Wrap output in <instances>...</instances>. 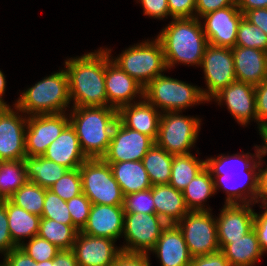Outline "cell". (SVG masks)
Instances as JSON below:
<instances>
[{
  "label": "cell",
  "instance_id": "cell-1",
  "mask_svg": "<svg viewBox=\"0 0 267 266\" xmlns=\"http://www.w3.org/2000/svg\"><path fill=\"white\" fill-rule=\"evenodd\" d=\"M254 146L256 148L254 155L251 153H237L227 156L221 154L217 158L209 157L206 159V168L213 178L215 193L222 188L227 194L225 198V204L227 205H255L256 203L258 192L257 170L259 157L262 154V146Z\"/></svg>",
  "mask_w": 267,
  "mask_h": 266
},
{
  "label": "cell",
  "instance_id": "cell-2",
  "mask_svg": "<svg viewBox=\"0 0 267 266\" xmlns=\"http://www.w3.org/2000/svg\"><path fill=\"white\" fill-rule=\"evenodd\" d=\"M111 59V48H100L65 60L72 107L108 106L105 70Z\"/></svg>",
  "mask_w": 267,
  "mask_h": 266
},
{
  "label": "cell",
  "instance_id": "cell-3",
  "mask_svg": "<svg viewBox=\"0 0 267 266\" xmlns=\"http://www.w3.org/2000/svg\"><path fill=\"white\" fill-rule=\"evenodd\" d=\"M157 39L162 44L167 69L177 63L200 66L209 44L201 21L196 17L173 18Z\"/></svg>",
  "mask_w": 267,
  "mask_h": 266
},
{
  "label": "cell",
  "instance_id": "cell-4",
  "mask_svg": "<svg viewBox=\"0 0 267 266\" xmlns=\"http://www.w3.org/2000/svg\"><path fill=\"white\" fill-rule=\"evenodd\" d=\"M68 115L86 157L102 158L108 151L118 110L108 106L72 107Z\"/></svg>",
  "mask_w": 267,
  "mask_h": 266
},
{
  "label": "cell",
  "instance_id": "cell-5",
  "mask_svg": "<svg viewBox=\"0 0 267 266\" xmlns=\"http://www.w3.org/2000/svg\"><path fill=\"white\" fill-rule=\"evenodd\" d=\"M66 69L54 72L22 92L15 105L26 116L66 112L70 102Z\"/></svg>",
  "mask_w": 267,
  "mask_h": 266
},
{
  "label": "cell",
  "instance_id": "cell-6",
  "mask_svg": "<svg viewBox=\"0 0 267 266\" xmlns=\"http://www.w3.org/2000/svg\"><path fill=\"white\" fill-rule=\"evenodd\" d=\"M201 89L162 74L144 87V99L163 113L182 112L187 107L208 102Z\"/></svg>",
  "mask_w": 267,
  "mask_h": 266
},
{
  "label": "cell",
  "instance_id": "cell-7",
  "mask_svg": "<svg viewBox=\"0 0 267 266\" xmlns=\"http://www.w3.org/2000/svg\"><path fill=\"white\" fill-rule=\"evenodd\" d=\"M111 60L143 87L167 70L163 47L157 38L132 45Z\"/></svg>",
  "mask_w": 267,
  "mask_h": 266
},
{
  "label": "cell",
  "instance_id": "cell-8",
  "mask_svg": "<svg viewBox=\"0 0 267 266\" xmlns=\"http://www.w3.org/2000/svg\"><path fill=\"white\" fill-rule=\"evenodd\" d=\"M82 191L92 204L123 205V193L103 158H88L80 167Z\"/></svg>",
  "mask_w": 267,
  "mask_h": 266
},
{
  "label": "cell",
  "instance_id": "cell-9",
  "mask_svg": "<svg viewBox=\"0 0 267 266\" xmlns=\"http://www.w3.org/2000/svg\"><path fill=\"white\" fill-rule=\"evenodd\" d=\"M179 111L161 114L158 136L155 143L169 154H189L198 139L201 119L181 115ZM180 114V115H179Z\"/></svg>",
  "mask_w": 267,
  "mask_h": 266
},
{
  "label": "cell",
  "instance_id": "cell-10",
  "mask_svg": "<svg viewBox=\"0 0 267 266\" xmlns=\"http://www.w3.org/2000/svg\"><path fill=\"white\" fill-rule=\"evenodd\" d=\"M176 225L192 257L220 251L216 218L210 211H189Z\"/></svg>",
  "mask_w": 267,
  "mask_h": 266
},
{
  "label": "cell",
  "instance_id": "cell-11",
  "mask_svg": "<svg viewBox=\"0 0 267 266\" xmlns=\"http://www.w3.org/2000/svg\"><path fill=\"white\" fill-rule=\"evenodd\" d=\"M168 224L157 214L125 213L123 235L126 244L122 252L130 254H147L153 250L163 229Z\"/></svg>",
  "mask_w": 267,
  "mask_h": 266
},
{
  "label": "cell",
  "instance_id": "cell-12",
  "mask_svg": "<svg viewBox=\"0 0 267 266\" xmlns=\"http://www.w3.org/2000/svg\"><path fill=\"white\" fill-rule=\"evenodd\" d=\"M200 67L207 85L201 91L208 102L222 88L236 81L232 48L208 44Z\"/></svg>",
  "mask_w": 267,
  "mask_h": 266
},
{
  "label": "cell",
  "instance_id": "cell-13",
  "mask_svg": "<svg viewBox=\"0 0 267 266\" xmlns=\"http://www.w3.org/2000/svg\"><path fill=\"white\" fill-rule=\"evenodd\" d=\"M0 106V161L22 160L26 155V127L28 116L15 105ZM21 112L22 115L19 113Z\"/></svg>",
  "mask_w": 267,
  "mask_h": 266
},
{
  "label": "cell",
  "instance_id": "cell-14",
  "mask_svg": "<svg viewBox=\"0 0 267 266\" xmlns=\"http://www.w3.org/2000/svg\"><path fill=\"white\" fill-rule=\"evenodd\" d=\"M69 124V115L65 112L28 116L25 137L26 155L42 156Z\"/></svg>",
  "mask_w": 267,
  "mask_h": 266
},
{
  "label": "cell",
  "instance_id": "cell-15",
  "mask_svg": "<svg viewBox=\"0 0 267 266\" xmlns=\"http://www.w3.org/2000/svg\"><path fill=\"white\" fill-rule=\"evenodd\" d=\"M154 143L151 137L126 127L118 119L102 158L106 162L141 161Z\"/></svg>",
  "mask_w": 267,
  "mask_h": 266
},
{
  "label": "cell",
  "instance_id": "cell-16",
  "mask_svg": "<svg viewBox=\"0 0 267 266\" xmlns=\"http://www.w3.org/2000/svg\"><path fill=\"white\" fill-rule=\"evenodd\" d=\"M243 17L236 2L232 6L202 16L200 19L205 21L202 27L208 43L221 47H235L238 27Z\"/></svg>",
  "mask_w": 267,
  "mask_h": 266
},
{
  "label": "cell",
  "instance_id": "cell-17",
  "mask_svg": "<svg viewBox=\"0 0 267 266\" xmlns=\"http://www.w3.org/2000/svg\"><path fill=\"white\" fill-rule=\"evenodd\" d=\"M214 99L218 105L224 102L230 114L237 120V123L247 126L250 120H256L255 86L240 81H234L216 93Z\"/></svg>",
  "mask_w": 267,
  "mask_h": 266
},
{
  "label": "cell",
  "instance_id": "cell-18",
  "mask_svg": "<svg viewBox=\"0 0 267 266\" xmlns=\"http://www.w3.org/2000/svg\"><path fill=\"white\" fill-rule=\"evenodd\" d=\"M253 204H225L216 217L217 234L220 251L231 240H237L253 229L254 209Z\"/></svg>",
  "mask_w": 267,
  "mask_h": 266
},
{
  "label": "cell",
  "instance_id": "cell-19",
  "mask_svg": "<svg viewBox=\"0 0 267 266\" xmlns=\"http://www.w3.org/2000/svg\"><path fill=\"white\" fill-rule=\"evenodd\" d=\"M115 240L78 232L73 248L78 266H111L122 253Z\"/></svg>",
  "mask_w": 267,
  "mask_h": 266
},
{
  "label": "cell",
  "instance_id": "cell-20",
  "mask_svg": "<svg viewBox=\"0 0 267 266\" xmlns=\"http://www.w3.org/2000/svg\"><path fill=\"white\" fill-rule=\"evenodd\" d=\"M105 89L108 107L119 110L122 106L136 103L135 97L144 98V87L130 77L113 60L106 64ZM134 99V100H133Z\"/></svg>",
  "mask_w": 267,
  "mask_h": 266
},
{
  "label": "cell",
  "instance_id": "cell-21",
  "mask_svg": "<svg viewBox=\"0 0 267 266\" xmlns=\"http://www.w3.org/2000/svg\"><path fill=\"white\" fill-rule=\"evenodd\" d=\"M123 205L92 204L82 233L93 237H105L116 241L124 231Z\"/></svg>",
  "mask_w": 267,
  "mask_h": 266
},
{
  "label": "cell",
  "instance_id": "cell-22",
  "mask_svg": "<svg viewBox=\"0 0 267 266\" xmlns=\"http://www.w3.org/2000/svg\"><path fill=\"white\" fill-rule=\"evenodd\" d=\"M161 266H190L191 256L181 230L176 224L167 225L151 251Z\"/></svg>",
  "mask_w": 267,
  "mask_h": 266
},
{
  "label": "cell",
  "instance_id": "cell-23",
  "mask_svg": "<svg viewBox=\"0 0 267 266\" xmlns=\"http://www.w3.org/2000/svg\"><path fill=\"white\" fill-rule=\"evenodd\" d=\"M162 112L143 100L122 106L118 110V119L128 128L151 137L156 141Z\"/></svg>",
  "mask_w": 267,
  "mask_h": 266
},
{
  "label": "cell",
  "instance_id": "cell-24",
  "mask_svg": "<svg viewBox=\"0 0 267 266\" xmlns=\"http://www.w3.org/2000/svg\"><path fill=\"white\" fill-rule=\"evenodd\" d=\"M232 52L237 81L256 86L267 79V52L238 46Z\"/></svg>",
  "mask_w": 267,
  "mask_h": 266
},
{
  "label": "cell",
  "instance_id": "cell-25",
  "mask_svg": "<svg viewBox=\"0 0 267 266\" xmlns=\"http://www.w3.org/2000/svg\"><path fill=\"white\" fill-rule=\"evenodd\" d=\"M68 169L79 168L88 158L81 150L75 129L69 124L42 155Z\"/></svg>",
  "mask_w": 267,
  "mask_h": 266
},
{
  "label": "cell",
  "instance_id": "cell-26",
  "mask_svg": "<svg viewBox=\"0 0 267 266\" xmlns=\"http://www.w3.org/2000/svg\"><path fill=\"white\" fill-rule=\"evenodd\" d=\"M155 214L168 225L177 224L188 212L183 193L170 184L152 186Z\"/></svg>",
  "mask_w": 267,
  "mask_h": 266
},
{
  "label": "cell",
  "instance_id": "cell-27",
  "mask_svg": "<svg viewBox=\"0 0 267 266\" xmlns=\"http://www.w3.org/2000/svg\"><path fill=\"white\" fill-rule=\"evenodd\" d=\"M107 163L111 167L114 179L120 185L123 196L152 187L142 161Z\"/></svg>",
  "mask_w": 267,
  "mask_h": 266
},
{
  "label": "cell",
  "instance_id": "cell-28",
  "mask_svg": "<svg viewBox=\"0 0 267 266\" xmlns=\"http://www.w3.org/2000/svg\"><path fill=\"white\" fill-rule=\"evenodd\" d=\"M221 252L230 266H253L265 254L260 248L254 229L237 240H231Z\"/></svg>",
  "mask_w": 267,
  "mask_h": 266
},
{
  "label": "cell",
  "instance_id": "cell-29",
  "mask_svg": "<svg viewBox=\"0 0 267 266\" xmlns=\"http://www.w3.org/2000/svg\"><path fill=\"white\" fill-rule=\"evenodd\" d=\"M6 212L11 238L18 247L25 242L24 238L31 239L38 235L41 219L39 215L27 212L9 199H6Z\"/></svg>",
  "mask_w": 267,
  "mask_h": 266
},
{
  "label": "cell",
  "instance_id": "cell-30",
  "mask_svg": "<svg viewBox=\"0 0 267 266\" xmlns=\"http://www.w3.org/2000/svg\"><path fill=\"white\" fill-rule=\"evenodd\" d=\"M28 181L49 189L69 169L43 156H26L24 159Z\"/></svg>",
  "mask_w": 267,
  "mask_h": 266
},
{
  "label": "cell",
  "instance_id": "cell-31",
  "mask_svg": "<svg viewBox=\"0 0 267 266\" xmlns=\"http://www.w3.org/2000/svg\"><path fill=\"white\" fill-rule=\"evenodd\" d=\"M182 193L189 211H211L209 207L205 208L204 205L209 197L216 194L210 171L205 167L192 179Z\"/></svg>",
  "mask_w": 267,
  "mask_h": 266
},
{
  "label": "cell",
  "instance_id": "cell-32",
  "mask_svg": "<svg viewBox=\"0 0 267 266\" xmlns=\"http://www.w3.org/2000/svg\"><path fill=\"white\" fill-rule=\"evenodd\" d=\"M141 161L152 186L169 183L173 155L154 143Z\"/></svg>",
  "mask_w": 267,
  "mask_h": 266
},
{
  "label": "cell",
  "instance_id": "cell-33",
  "mask_svg": "<svg viewBox=\"0 0 267 266\" xmlns=\"http://www.w3.org/2000/svg\"><path fill=\"white\" fill-rule=\"evenodd\" d=\"M205 167L206 160H199L191 153L175 155L168 184L182 192Z\"/></svg>",
  "mask_w": 267,
  "mask_h": 266
},
{
  "label": "cell",
  "instance_id": "cell-34",
  "mask_svg": "<svg viewBox=\"0 0 267 266\" xmlns=\"http://www.w3.org/2000/svg\"><path fill=\"white\" fill-rule=\"evenodd\" d=\"M79 230L73 225H64L56 220L41 218L38 236L57 246L60 250H71Z\"/></svg>",
  "mask_w": 267,
  "mask_h": 266
},
{
  "label": "cell",
  "instance_id": "cell-35",
  "mask_svg": "<svg viewBox=\"0 0 267 266\" xmlns=\"http://www.w3.org/2000/svg\"><path fill=\"white\" fill-rule=\"evenodd\" d=\"M27 181L23 159L0 161V200L9 199Z\"/></svg>",
  "mask_w": 267,
  "mask_h": 266
},
{
  "label": "cell",
  "instance_id": "cell-36",
  "mask_svg": "<svg viewBox=\"0 0 267 266\" xmlns=\"http://www.w3.org/2000/svg\"><path fill=\"white\" fill-rule=\"evenodd\" d=\"M45 190V188L27 181L9 200L27 212L41 217L44 208Z\"/></svg>",
  "mask_w": 267,
  "mask_h": 266
},
{
  "label": "cell",
  "instance_id": "cell-37",
  "mask_svg": "<svg viewBox=\"0 0 267 266\" xmlns=\"http://www.w3.org/2000/svg\"><path fill=\"white\" fill-rule=\"evenodd\" d=\"M235 46L255 48L267 52V35L243 17L238 27Z\"/></svg>",
  "mask_w": 267,
  "mask_h": 266
},
{
  "label": "cell",
  "instance_id": "cell-38",
  "mask_svg": "<svg viewBox=\"0 0 267 266\" xmlns=\"http://www.w3.org/2000/svg\"><path fill=\"white\" fill-rule=\"evenodd\" d=\"M41 218L56 220L64 225H73L66 201L51 190H45L44 208Z\"/></svg>",
  "mask_w": 267,
  "mask_h": 266
},
{
  "label": "cell",
  "instance_id": "cell-39",
  "mask_svg": "<svg viewBox=\"0 0 267 266\" xmlns=\"http://www.w3.org/2000/svg\"><path fill=\"white\" fill-rule=\"evenodd\" d=\"M49 190L64 201L71 200L73 197L83 193L79 168L66 171L65 174L49 188Z\"/></svg>",
  "mask_w": 267,
  "mask_h": 266
},
{
  "label": "cell",
  "instance_id": "cell-40",
  "mask_svg": "<svg viewBox=\"0 0 267 266\" xmlns=\"http://www.w3.org/2000/svg\"><path fill=\"white\" fill-rule=\"evenodd\" d=\"M20 248L35 262L53 260L60 249L46 239L34 236L28 243L21 244Z\"/></svg>",
  "mask_w": 267,
  "mask_h": 266
},
{
  "label": "cell",
  "instance_id": "cell-41",
  "mask_svg": "<svg viewBox=\"0 0 267 266\" xmlns=\"http://www.w3.org/2000/svg\"><path fill=\"white\" fill-rule=\"evenodd\" d=\"M155 204L152 197V187L124 196L123 209L125 213H155Z\"/></svg>",
  "mask_w": 267,
  "mask_h": 266
},
{
  "label": "cell",
  "instance_id": "cell-42",
  "mask_svg": "<svg viewBox=\"0 0 267 266\" xmlns=\"http://www.w3.org/2000/svg\"><path fill=\"white\" fill-rule=\"evenodd\" d=\"M66 203L73 221V226L81 231L87 223L92 206L91 201L84 193H81L71 200L66 201Z\"/></svg>",
  "mask_w": 267,
  "mask_h": 266
},
{
  "label": "cell",
  "instance_id": "cell-43",
  "mask_svg": "<svg viewBox=\"0 0 267 266\" xmlns=\"http://www.w3.org/2000/svg\"><path fill=\"white\" fill-rule=\"evenodd\" d=\"M255 104L260 134L267 127V79L255 86Z\"/></svg>",
  "mask_w": 267,
  "mask_h": 266
},
{
  "label": "cell",
  "instance_id": "cell-44",
  "mask_svg": "<svg viewBox=\"0 0 267 266\" xmlns=\"http://www.w3.org/2000/svg\"><path fill=\"white\" fill-rule=\"evenodd\" d=\"M17 247L9 232L6 199L0 200V253L5 255Z\"/></svg>",
  "mask_w": 267,
  "mask_h": 266
},
{
  "label": "cell",
  "instance_id": "cell-45",
  "mask_svg": "<svg viewBox=\"0 0 267 266\" xmlns=\"http://www.w3.org/2000/svg\"><path fill=\"white\" fill-rule=\"evenodd\" d=\"M4 266H52V260L35 262L20 247L4 255Z\"/></svg>",
  "mask_w": 267,
  "mask_h": 266
},
{
  "label": "cell",
  "instance_id": "cell-46",
  "mask_svg": "<svg viewBox=\"0 0 267 266\" xmlns=\"http://www.w3.org/2000/svg\"><path fill=\"white\" fill-rule=\"evenodd\" d=\"M167 3L172 19L195 17L196 0H167Z\"/></svg>",
  "mask_w": 267,
  "mask_h": 266
},
{
  "label": "cell",
  "instance_id": "cell-47",
  "mask_svg": "<svg viewBox=\"0 0 267 266\" xmlns=\"http://www.w3.org/2000/svg\"><path fill=\"white\" fill-rule=\"evenodd\" d=\"M143 7L144 15L151 18L164 19L170 17L167 0H139Z\"/></svg>",
  "mask_w": 267,
  "mask_h": 266
},
{
  "label": "cell",
  "instance_id": "cell-48",
  "mask_svg": "<svg viewBox=\"0 0 267 266\" xmlns=\"http://www.w3.org/2000/svg\"><path fill=\"white\" fill-rule=\"evenodd\" d=\"M235 2L236 0H196L195 17L200 19L210 12L232 6Z\"/></svg>",
  "mask_w": 267,
  "mask_h": 266
},
{
  "label": "cell",
  "instance_id": "cell-49",
  "mask_svg": "<svg viewBox=\"0 0 267 266\" xmlns=\"http://www.w3.org/2000/svg\"><path fill=\"white\" fill-rule=\"evenodd\" d=\"M261 214L255 212L253 229L256 232L261 250L267 252V207Z\"/></svg>",
  "mask_w": 267,
  "mask_h": 266
},
{
  "label": "cell",
  "instance_id": "cell-50",
  "mask_svg": "<svg viewBox=\"0 0 267 266\" xmlns=\"http://www.w3.org/2000/svg\"><path fill=\"white\" fill-rule=\"evenodd\" d=\"M147 254H130L122 252L111 266H150Z\"/></svg>",
  "mask_w": 267,
  "mask_h": 266
},
{
  "label": "cell",
  "instance_id": "cell-51",
  "mask_svg": "<svg viewBox=\"0 0 267 266\" xmlns=\"http://www.w3.org/2000/svg\"><path fill=\"white\" fill-rule=\"evenodd\" d=\"M190 266H230L221 251L204 256L193 257Z\"/></svg>",
  "mask_w": 267,
  "mask_h": 266
},
{
  "label": "cell",
  "instance_id": "cell-52",
  "mask_svg": "<svg viewBox=\"0 0 267 266\" xmlns=\"http://www.w3.org/2000/svg\"><path fill=\"white\" fill-rule=\"evenodd\" d=\"M265 155L262 153L259 157V167H258V192H257V198L256 203H262V207H267V167L260 168L262 164V158Z\"/></svg>",
  "mask_w": 267,
  "mask_h": 266
},
{
  "label": "cell",
  "instance_id": "cell-53",
  "mask_svg": "<svg viewBox=\"0 0 267 266\" xmlns=\"http://www.w3.org/2000/svg\"><path fill=\"white\" fill-rule=\"evenodd\" d=\"M243 16L250 23L259 27L267 35V8L246 11Z\"/></svg>",
  "mask_w": 267,
  "mask_h": 266
},
{
  "label": "cell",
  "instance_id": "cell-54",
  "mask_svg": "<svg viewBox=\"0 0 267 266\" xmlns=\"http://www.w3.org/2000/svg\"><path fill=\"white\" fill-rule=\"evenodd\" d=\"M52 266H78L74 251L60 250L52 260Z\"/></svg>",
  "mask_w": 267,
  "mask_h": 266
},
{
  "label": "cell",
  "instance_id": "cell-55",
  "mask_svg": "<svg viewBox=\"0 0 267 266\" xmlns=\"http://www.w3.org/2000/svg\"><path fill=\"white\" fill-rule=\"evenodd\" d=\"M236 5L244 14L253 9L267 8V0H236Z\"/></svg>",
  "mask_w": 267,
  "mask_h": 266
},
{
  "label": "cell",
  "instance_id": "cell-56",
  "mask_svg": "<svg viewBox=\"0 0 267 266\" xmlns=\"http://www.w3.org/2000/svg\"><path fill=\"white\" fill-rule=\"evenodd\" d=\"M5 76L3 72L0 70V106H9V104H6L4 100L2 99L3 94L5 93L6 88V81Z\"/></svg>",
  "mask_w": 267,
  "mask_h": 266
},
{
  "label": "cell",
  "instance_id": "cell-57",
  "mask_svg": "<svg viewBox=\"0 0 267 266\" xmlns=\"http://www.w3.org/2000/svg\"><path fill=\"white\" fill-rule=\"evenodd\" d=\"M259 135L263 138L262 140L264 141V145H262V153L264 155H267V132H261Z\"/></svg>",
  "mask_w": 267,
  "mask_h": 266
},
{
  "label": "cell",
  "instance_id": "cell-58",
  "mask_svg": "<svg viewBox=\"0 0 267 266\" xmlns=\"http://www.w3.org/2000/svg\"><path fill=\"white\" fill-rule=\"evenodd\" d=\"M262 132H267V127H265V128L262 130Z\"/></svg>",
  "mask_w": 267,
  "mask_h": 266
}]
</instances>
